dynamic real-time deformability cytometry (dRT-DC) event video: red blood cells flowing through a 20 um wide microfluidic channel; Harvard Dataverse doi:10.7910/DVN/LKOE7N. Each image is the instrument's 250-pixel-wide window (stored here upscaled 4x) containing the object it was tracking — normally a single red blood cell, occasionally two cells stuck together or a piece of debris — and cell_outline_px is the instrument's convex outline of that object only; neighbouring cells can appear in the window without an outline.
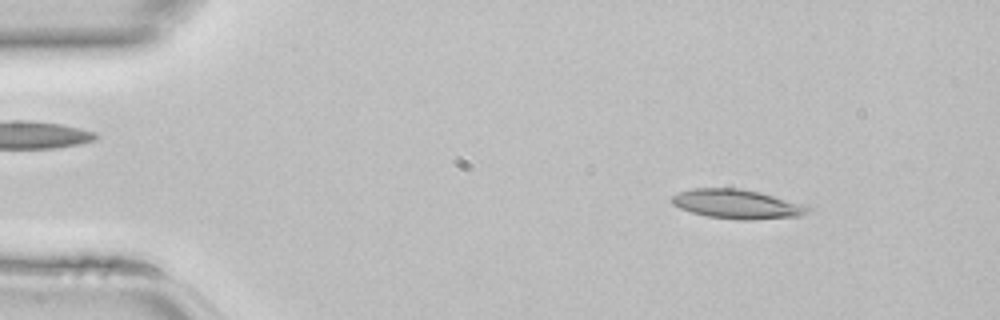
{"species": "common noctule bat (a hibernating species)", "species_latin": "Nyctalus noctula", "temperature_condition": "room temperature", "stored_images_in_passage": 44, "camera_frame_rate_fps": 3000, "um_per_image_px": 0.085, "animal": {"sex": "female", "body_mass_g": 22.7, "forearm_length_mm": 54.2}, "frame": {"image": 1, "passage_image": 5, "time_ms": 1.333, "image_size_px": [1000, 320], "cell_outline_px": [[812, 208], [808, 212], [800, 216], [748, 220], [740, 220], [708, 216], [692, 212], [680, 208], [672, 204], [668, 200], [672, 196], [680, 192], [692, 188], [740, 188], [760, 192], [808, 204]], "centroid_in_image_um": [62.69, 17.34], "position_along_channel_um": 22.3, "area_um2": 23.47}}
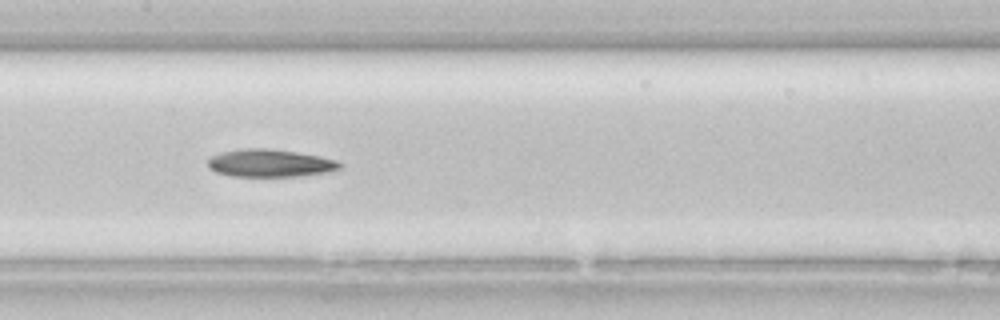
{"frame": {"image": 2, "passage_image": 21, "time_ms": 6.667, "image_size_px": [1000, 320], "cell_outline_px": [[344, 164], [340, 168], [328, 172], [300, 176], [232, 176], [216, 172], [208, 168], [208, 160], [212, 156], [220, 152], [240, 148], [268, 148], [296, 152], [320, 156], [336, 160]], "centroid_in_image_um": [22.95, 13.86], "position_along_channel_um": 184.5, "area_um2": 21.39}}
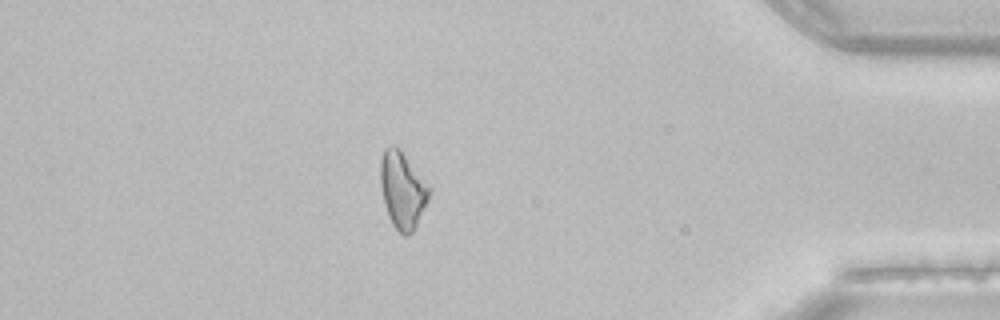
{"frame": {"image": 3, "passage_image": 38, "time_ms": 12.333, "image_size_px": [1000, 320], "cell_outline_px": [[432, 192], [412, 232], [408, 236], [404, 236], [392, 224], [388, 216], [380, 184], [380, 160], [384, 148], [392, 144], [400, 148], [432, 188]], "centroid_in_image_um": [34.22, 16.11], "position_along_channel_um": 401.0, "area_um2": 21.91}}